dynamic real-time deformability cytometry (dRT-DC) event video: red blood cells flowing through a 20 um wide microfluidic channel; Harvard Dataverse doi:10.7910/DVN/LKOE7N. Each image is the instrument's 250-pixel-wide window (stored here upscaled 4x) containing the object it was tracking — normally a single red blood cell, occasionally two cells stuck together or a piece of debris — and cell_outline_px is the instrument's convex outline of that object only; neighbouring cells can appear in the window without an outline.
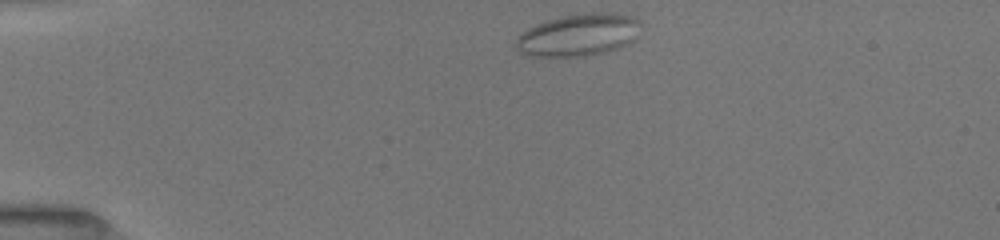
{"species": "common noctule bat (a hibernating species)", "species_latin": "Nyctalus noctula", "temperature_condition": "room temperature", "stored_images_in_passage": 33, "camera_frame_rate_fps": 3000, "um_per_image_px": 0.085, "animal": {"sex": "female", "body_mass_g": 19.5, "forearm_length_mm": 54.1}, "frame": {"image": 1, "passage_image": 1, "time_ms": 0.0, "image_size_px": [1000, 240], "cell_outline_px": [[640, 20], [632, 40], [628, 44], [608, 52], [584, 56], [532, 56], [520, 52], [516, 48], [516, 40], [528, 28], [536, 24], [548, 20], [564, 16], [596, 12], [612, 12], [632, 16]], "centroid_in_image_um": [49.17, 2.97], "position_along_channel_um": 35.8, "area_um2": 30.29}}
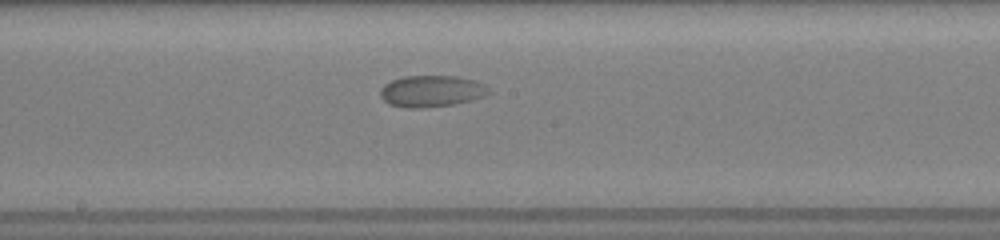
{"frame": {"image": 2, "passage_image": 13, "time_ms": 6.0, "image_size_px": [1000, 240], "cell_outline_px": [[492, 92], [484, 96], [472, 100], [452, 104], [424, 108], [404, 108], [388, 104], [380, 96], [380, 88], [384, 84], [392, 80], [404, 76], [456, 76], [472, 80], [484, 84]], "centroid_in_image_um": [36.65, 7.75], "position_along_channel_um": 211.6, "area_um2": 20.0}}
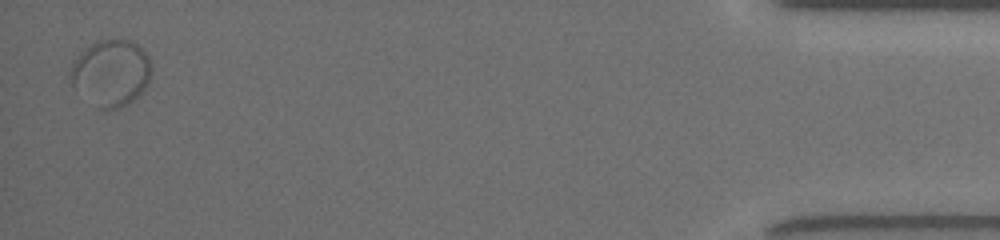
{"frame": {"image": 3, "passage_image": 33, "time_ms": 13.667, "image_size_px": [1000, 240], "cell_outline_px": [[152, 72], [148, 84], [128, 104], [120, 108], [96, 108], [72, 84], [68, 72], [72, 64], [80, 52], [96, 40], [132, 40], [140, 44], [148, 56], [152, 68]], "centroid_in_image_um": [9.45, 6.17], "position_along_channel_um": 425.8, "area_um2": 31.44}}